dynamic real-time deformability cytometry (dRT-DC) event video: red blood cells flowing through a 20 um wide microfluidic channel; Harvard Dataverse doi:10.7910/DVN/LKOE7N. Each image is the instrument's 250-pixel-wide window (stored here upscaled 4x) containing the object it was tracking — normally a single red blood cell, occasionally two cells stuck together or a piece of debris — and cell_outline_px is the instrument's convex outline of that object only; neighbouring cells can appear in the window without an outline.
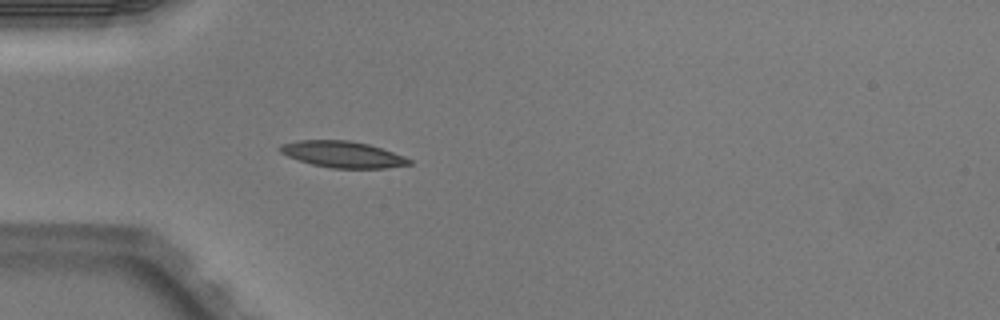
{"species": "Egyptian fruit bat (a non-hibernating species)", "species_latin": "Rousettus aegyptiacus", "temperature_condition": "warm", "stored_images_in_passage": 3, "camera_frame_rate_fps": 3000, "um_per_image_px": 0.085, "animal": {"sex": "male"}, "frame": {"image": 1, "passage_image": 3, "time_ms": 0.667, "image_size_px": [1000, 320], "cell_outline_px": [[412, 164], [388, 168], [332, 168], [312, 164], [288, 156], [280, 152], [276, 148], [280, 144], [296, 140], [352, 140], [368, 144], [404, 156], [412, 160]], "centroid_in_image_um": [29.11, 13.11], "position_along_channel_um": 55.9, "area_um2": 19.88}}